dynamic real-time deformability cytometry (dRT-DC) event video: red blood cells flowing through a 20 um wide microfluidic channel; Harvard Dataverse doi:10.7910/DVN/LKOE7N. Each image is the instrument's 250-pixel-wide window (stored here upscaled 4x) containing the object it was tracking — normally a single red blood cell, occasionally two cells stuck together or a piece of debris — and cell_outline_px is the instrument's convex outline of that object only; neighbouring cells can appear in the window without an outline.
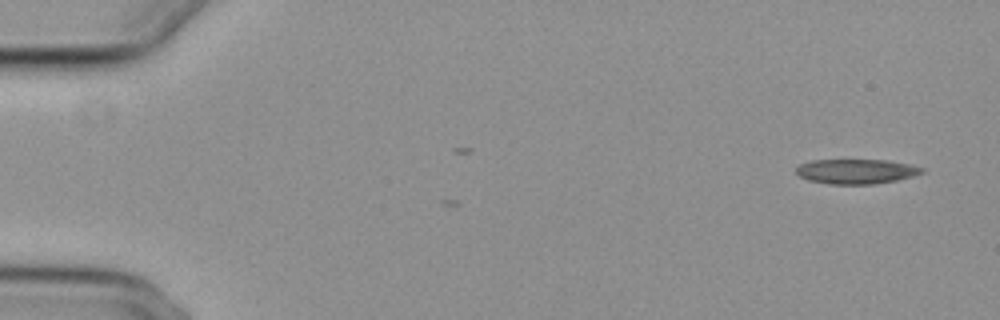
{"species": "common noctule bat (a hibernating species)", "species_latin": "Nyctalus noctula", "temperature_condition": "cold", "stored_images_in_passage": 4, "camera_frame_rate_fps": 3000, "um_per_image_px": 0.085, "animal": {"sex": "female", "body_mass_g": 29.2, "forearm_length_mm": 56.3}, "frame": {"image": 1, "passage_image": 4, "time_ms": 1.0, "image_size_px": [1000, 320], "cell_outline_px": [[924, 172], [912, 176], [896, 180], [872, 184], [828, 184], [808, 180], [800, 176], [796, 172], [796, 168], [800, 164], [812, 160], [888, 160], [912, 164], [924, 168]], "centroid_in_image_um": [72.79, 14.56], "position_along_channel_um": 12.2, "area_um2": 18.15}}